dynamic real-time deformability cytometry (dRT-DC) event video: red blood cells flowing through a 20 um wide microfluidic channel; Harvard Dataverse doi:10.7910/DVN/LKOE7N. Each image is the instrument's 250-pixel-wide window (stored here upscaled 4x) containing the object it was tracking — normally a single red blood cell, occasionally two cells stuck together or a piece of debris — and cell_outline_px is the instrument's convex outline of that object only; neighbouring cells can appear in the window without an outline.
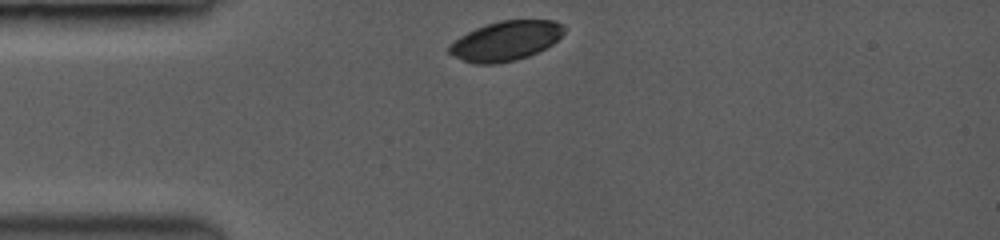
{"species": "common noctule bat (a hibernating species)", "species_latin": "Nyctalus noctula", "temperature_condition": "room temperature", "stored_images_in_passage": 37, "camera_frame_rate_fps": 3500, "um_per_image_px": 0.085, "animal": {"sex": "female", "body_mass_g": 19.0, "forearm_length_mm": 53.3}, "frame": {"image": 1, "passage_image": 1, "time_ms": 0.0, "image_size_px": [1000, 240], "cell_outline_px": [[564, 32], [552, 44], [528, 56], [512, 60], [492, 64], [476, 64], [464, 60], [448, 52], [448, 48], [460, 36], [476, 28], [500, 20], [552, 20], [560, 24], [564, 28]], "centroid_in_image_um": [42.99, 3.46], "position_along_channel_um": 42.0, "area_um2": 25.84}}
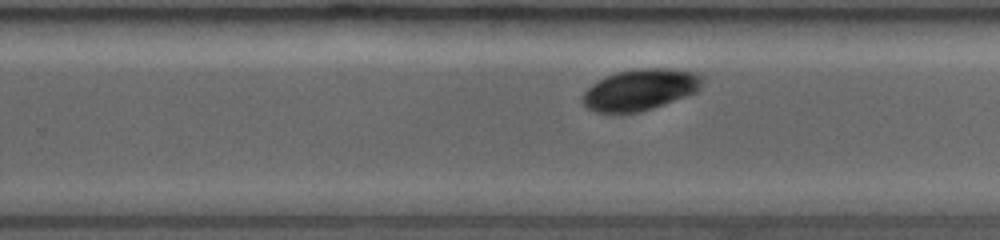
{"frame": {"image": 2, "passage_image": 24, "time_ms": 6.571, "image_size_px": [1000, 240], "cell_outline_px": [[700, 84], [696, 92], [636, 112], [596, 112], [588, 108], [584, 104], [584, 92], [592, 84], [616, 72], [640, 68], [664, 68], [700, 72]], "centroid_in_image_um": [54.4, 7.59], "position_along_channel_um": 275.4, "area_um2": 27.8}}
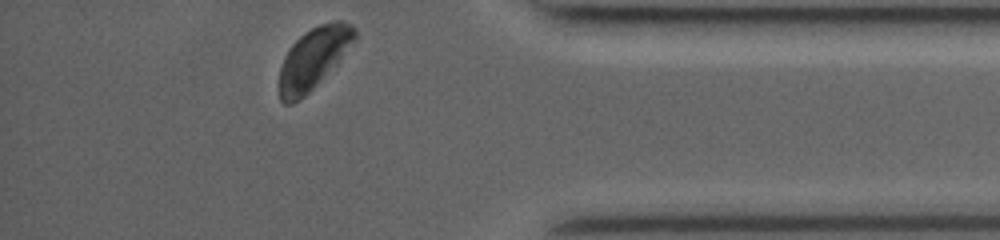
{"frame": {"image": 3, "passage_image": 37, "time_ms": 10.286, "image_size_px": [1000, 240], "cell_outline_px": [[356, 40], [336, 64], [300, 100], [292, 104], [284, 104], [280, 100], [280, 68], [284, 56], [292, 44], [300, 36], [312, 28], [320, 24], [336, 20], [340, 20], [356, 28]], "centroid_in_image_um": [26.64, 4.95], "position_along_channel_um": 408.6, "area_um2": 26.53}, "authors_computed_cell_mechanics": {"area_um2": 28.0908, "velocity_mm_per_s": 3.9239, "shape_relaxation_time_tau1_ms": 1.6302, "shape_relaxation_time_tau2_ms": null, "deformation_change_tau1": 0.1183, "deformation_change_tau2": null}}